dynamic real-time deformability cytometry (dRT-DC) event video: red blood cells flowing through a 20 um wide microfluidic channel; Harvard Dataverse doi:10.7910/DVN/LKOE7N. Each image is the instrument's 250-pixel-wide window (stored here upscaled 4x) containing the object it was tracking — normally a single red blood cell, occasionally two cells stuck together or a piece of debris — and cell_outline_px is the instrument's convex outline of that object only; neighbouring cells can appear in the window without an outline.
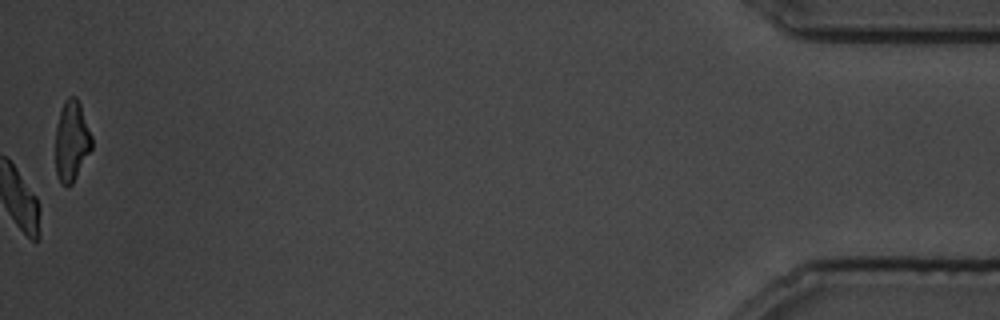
{"species": "common noctule bat (a hibernating species)", "species_latin": "Nyctalus noctula", "temperature_condition": "cold", "stored_images_in_passage": 122, "camera_frame_rate_fps": 3000, "um_per_image_px": 0.085, "animal": {"sex": "male", "body_mass_g": 19.5, "forearm_length_mm": 54.6}, "frame": {"image": 1, "passage_image": 122, "time_ms": 40.333, "image_size_px": [1000, 320], "cell_outline_px": [[92, 148], [72, 184], [68, 188], [60, 184], [56, 176], [56, 124], [64, 100], [68, 96], [76, 96], [80, 104], [92, 136]], "centroid_in_image_um": [6.08, 12.01], "position_along_channel_um": 429.1, "area_um2": 17.17}}